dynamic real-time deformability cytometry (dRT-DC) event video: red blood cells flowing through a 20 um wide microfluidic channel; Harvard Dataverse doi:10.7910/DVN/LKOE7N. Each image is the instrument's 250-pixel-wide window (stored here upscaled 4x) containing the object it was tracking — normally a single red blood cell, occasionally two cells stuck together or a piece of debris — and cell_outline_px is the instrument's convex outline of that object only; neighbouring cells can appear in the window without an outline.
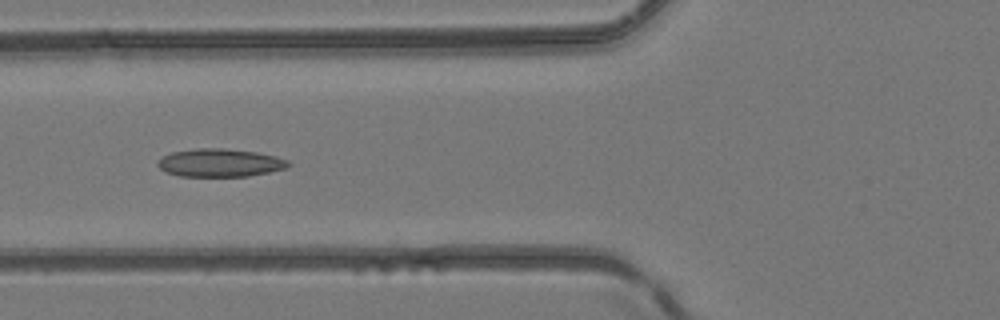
{"species": "common noctule bat (a hibernating species)", "species_latin": "Nyctalus noctula", "temperature_condition": "room temperature", "stored_images_in_passage": 4, "camera_frame_rate_fps": 3000, "um_per_image_px": 0.085, "animal": {"sex": "female", "body_mass_g": 24.6, "forearm_length_mm": 56.2}, "frame": {"image": 1, "passage_image": 4, "time_ms": 3.333, "image_size_px": [1000, 320], "cell_outline_px": [[292, 164], [288, 168], [248, 176], [180, 176], [168, 172], [160, 168], [156, 164], [160, 156], [172, 152], [196, 148], [224, 148], [256, 152], [276, 156], [288, 160]], "centroid_in_image_um": [18.71, 13.83], "position_along_channel_um": 107.1, "area_um2": 21.44}}